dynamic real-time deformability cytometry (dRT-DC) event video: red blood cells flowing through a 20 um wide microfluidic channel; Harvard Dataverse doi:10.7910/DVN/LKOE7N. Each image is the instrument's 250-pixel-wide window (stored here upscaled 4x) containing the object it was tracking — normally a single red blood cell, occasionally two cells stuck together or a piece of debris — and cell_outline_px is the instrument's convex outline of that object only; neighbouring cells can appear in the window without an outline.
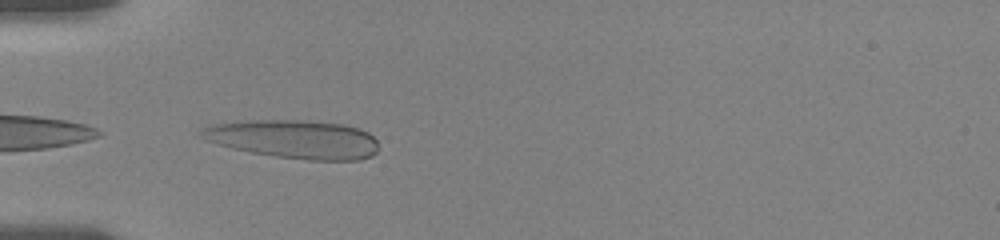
{"species": "human", "species_latin": "Homo sapiens", "temperature_condition": "room temperature", "stored_images_in_passage": 5, "camera_frame_rate_fps": 3000, "um_per_image_px": 0.085, "donor": {"sex": "female"}, "frame": {"image": 1, "passage_image": 1, "time_ms": 0.0, "image_size_px": [1000, 240], "cell_outline_px": [[376, 152], [372, 156], [360, 160], [308, 160], [276, 156], [252, 152], [232, 148], [204, 140], [196, 136], [196, 132], [212, 124], [240, 120], [308, 120], [344, 124], [360, 128], [368, 132], [376, 140]], "centroid_in_image_um": [24.95, 11.81], "position_along_channel_um": 60.1, "area_um2": 40.17}}
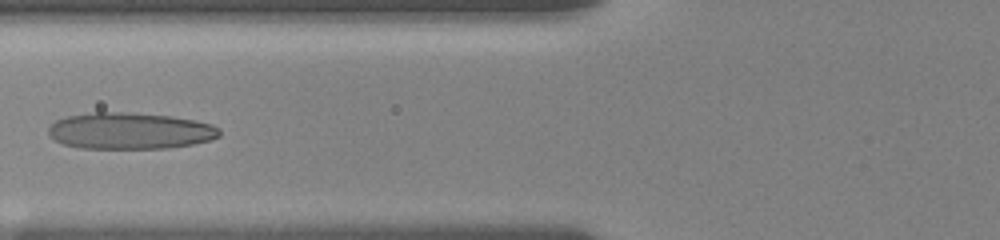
{"frame": {"image": 2, "passage_image": 4, "time_ms": 1.667, "image_size_px": [1000, 240], "cell_outline_px": [[220, 136], [212, 140], [192, 144], [168, 148], [80, 148], [64, 144], [56, 140], [48, 132], [48, 128], [56, 120], [68, 116], [92, 112], [132, 112], [172, 116], [196, 120], [212, 124], [220, 128]], "centroid_in_image_um": [11.09, 11.11], "position_along_channel_um": 114.7, "area_um2": 36.53}}